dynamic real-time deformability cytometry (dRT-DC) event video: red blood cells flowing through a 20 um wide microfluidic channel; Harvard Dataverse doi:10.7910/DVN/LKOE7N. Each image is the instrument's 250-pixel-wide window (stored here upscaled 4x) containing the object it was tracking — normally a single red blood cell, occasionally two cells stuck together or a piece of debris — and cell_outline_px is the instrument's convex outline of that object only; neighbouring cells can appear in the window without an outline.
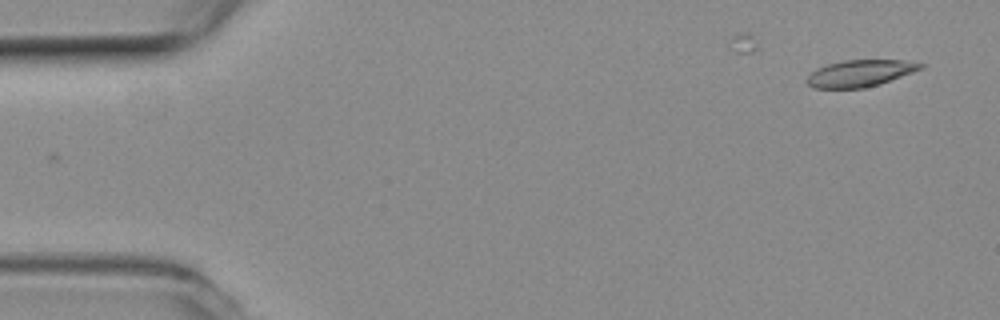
{"species": "common noctule bat (a hibernating species)", "species_latin": "Nyctalus noctula", "temperature_condition": "room temperature", "stored_images_in_passage": 2, "camera_frame_rate_fps": 3000, "um_per_image_px": 0.085, "animal": {"sex": "female", "body_mass_g": 19.3, "forearm_length_mm": 54.1}, "frame": {"image": 1, "passage_image": 2, "time_ms": 0.333, "image_size_px": [1000, 320], "cell_outline_px": [[924, 68], [880, 84], [864, 88], [816, 88], [808, 84], [808, 76], [816, 68], [828, 64], [844, 60], [904, 60], [924, 64]], "centroid_in_image_um": [73.14, 6.22], "position_along_channel_um": 11.9, "area_um2": 17.57}}